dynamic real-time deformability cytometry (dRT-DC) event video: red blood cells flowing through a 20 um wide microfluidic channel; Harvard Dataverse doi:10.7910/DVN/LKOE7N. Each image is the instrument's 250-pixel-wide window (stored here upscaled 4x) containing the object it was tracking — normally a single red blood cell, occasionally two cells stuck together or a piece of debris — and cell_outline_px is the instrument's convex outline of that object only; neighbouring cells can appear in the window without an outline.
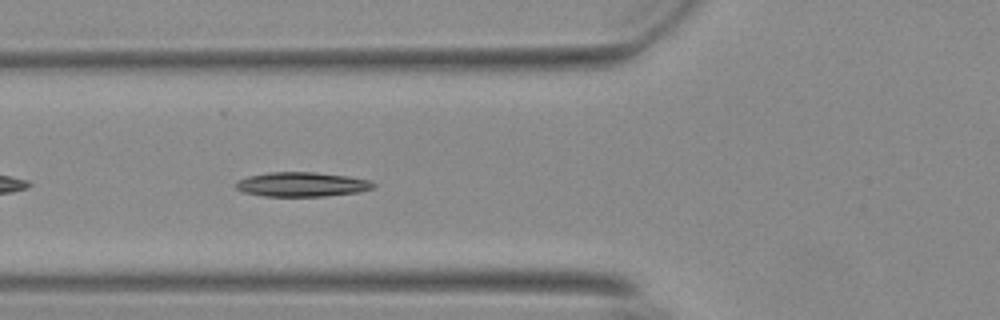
{"species": "Egyptian fruit bat (a non-hibernating species)", "species_latin": "Rousettus aegyptiacus", "temperature_condition": "warm", "stored_images_in_passage": 39, "camera_frame_rate_fps": 3000, "um_per_image_px": 0.085, "animal": {"sex": "female"}, "frame": {"image": 1, "passage_image": 5, "time_ms": 1.333, "image_size_px": [1000, 320], "cell_outline_px": [[376, 188], [360, 192], [324, 196], [264, 196], [244, 192], [236, 188], [236, 180], [248, 176], [268, 172], [312, 172], [348, 176], [368, 180], [376, 184]], "centroid_in_image_um": [25.67, 15.67], "position_along_channel_um": 100.1, "area_um2": 19.65}}
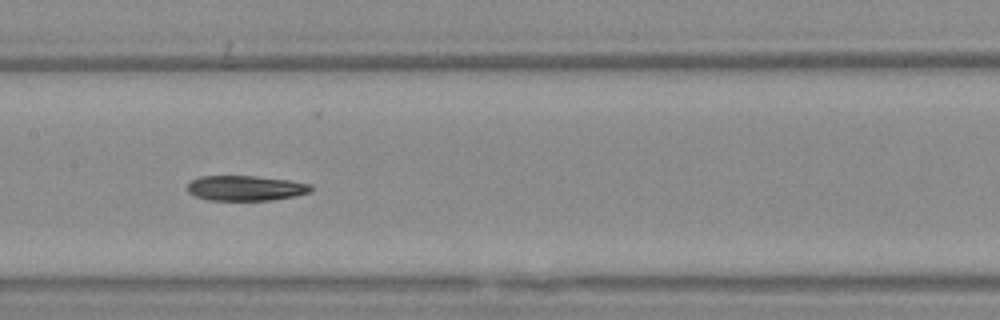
{"frame": {"image": 2, "passage_image": 12, "time_ms": 3.667, "image_size_px": [1000, 320], "cell_outline_px": [[312, 192], [296, 196], [272, 200], [208, 200], [196, 196], [188, 192], [188, 184], [192, 180], [200, 176], [256, 176], [288, 180], [312, 184]], "centroid_in_image_um": [20.92, 15.99], "position_along_channel_um": 186.5, "area_um2": 18.15}}
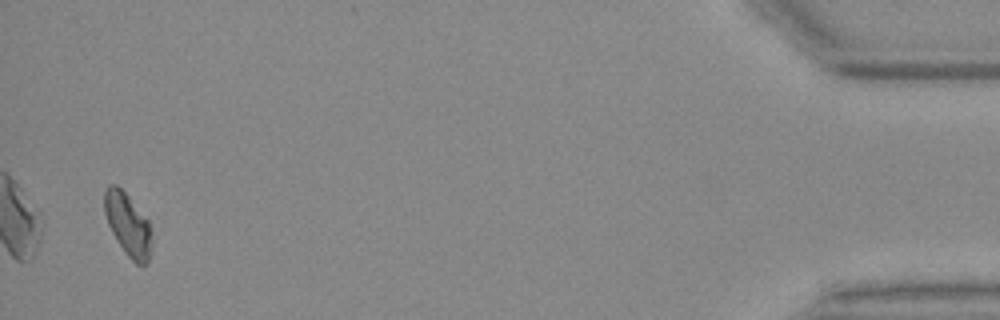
{"frame": {"image": 3, "passage_image": 38, "time_ms": 12.333, "image_size_px": [1000, 320], "cell_outline_px": [[152, 248], [148, 260], [144, 264], [136, 264], [124, 252], [112, 232], [108, 224], [104, 212], [104, 188], [108, 184], [116, 184], [128, 196], [148, 220], [152, 232]], "centroid_in_image_um": [10.87, 19.08], "position_along_channel_um": 424.3, "area_um2": 17.34}, "authors_computed_cell_mechanics": {"area_um2": 19.0162, "velocity_mm_per_s": 3.6971, "shape_relaxation_time_tau1_ms": 8.8098, "shape_relaxation_time_tau2_ms": null, "deformation_change_tau1": 0.2022, "deformation_change_tau2": null}}